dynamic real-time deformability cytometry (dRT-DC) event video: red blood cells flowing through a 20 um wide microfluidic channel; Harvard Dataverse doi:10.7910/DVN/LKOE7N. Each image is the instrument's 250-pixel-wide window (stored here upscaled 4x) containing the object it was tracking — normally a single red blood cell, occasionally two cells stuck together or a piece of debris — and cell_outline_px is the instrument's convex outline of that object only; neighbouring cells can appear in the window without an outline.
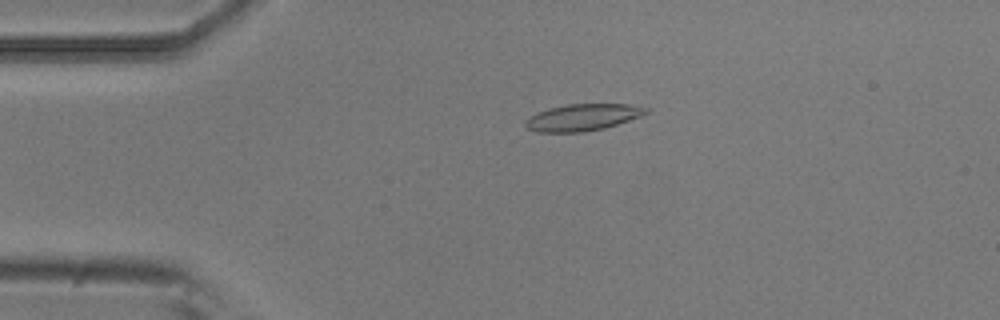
{"species": "common noctule bat (a hibernating species)", "species_latin": "Nyctalus noctula", "temperature_condition": "room temperature", "stored_images_in_passage": 5, "camera_frame_rate_fps": 3000, "um_per_image_px": 0.085, "animal": {"sex": "male", "body_mass_g": 20.5, "forearm_length_mm": 52.5}, "frame": {"image": 1, "passage_image": 4, "time_ms": 1.0, "image_size_px": [1000, 320], "cell_outline_px": [[648, 112], [640, 116], [604, 128], [584, 132], [536, 132], [528, 128], [524, 124], [524, 120], [536, 112], [548, 108], [568, 104], [628, 104], [648, 108]], "centroid_in_image_um": [49.47, 9.97], "position_along_channel_um": 35.5, "area_um2": 18.73}}